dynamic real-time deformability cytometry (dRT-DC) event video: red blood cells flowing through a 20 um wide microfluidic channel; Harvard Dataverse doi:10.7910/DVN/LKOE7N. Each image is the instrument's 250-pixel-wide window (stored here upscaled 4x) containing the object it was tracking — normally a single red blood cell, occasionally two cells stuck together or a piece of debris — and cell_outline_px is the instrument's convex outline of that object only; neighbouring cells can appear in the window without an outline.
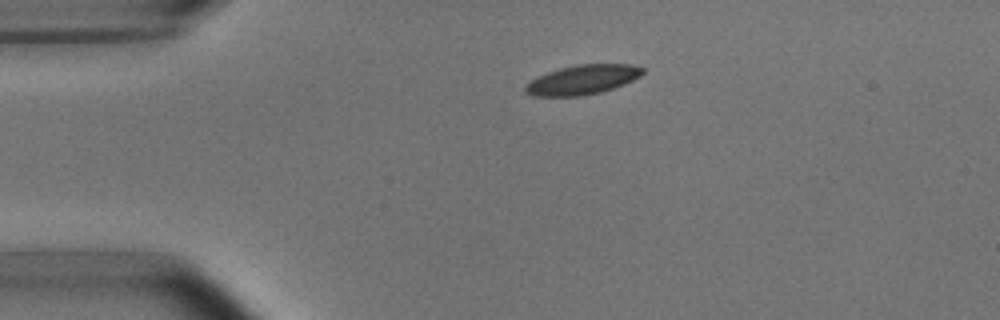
{"species": "common noctule bat (a hibernating species)", "species_latin": "Nyctalus noctula", "temperature_condition": "room temperature", "stored_images_in_passage": 2, "camera_frame_rate_fps": 3000, "um_per_image_px": 0.085, "animal": {"sex": "male", "body_mass_g": 15.6}, "frame": {"image": 1, "passage_image": 1, "time_ms": 0.0, "image_size_px": [1000, 320], "cell_outline_px": [[644, 72], [640, 76], [624, 84], [600, 92], [580, 96], [532, 96], [524, 92], [524, 84], [536, 76], [560, 68], [580, 64], [632, 64], [644, 68]], "centroid_in_image_um": [49.47, 6.78], "position_along_channel_um": 35.5, "area_um2": 20.23}}